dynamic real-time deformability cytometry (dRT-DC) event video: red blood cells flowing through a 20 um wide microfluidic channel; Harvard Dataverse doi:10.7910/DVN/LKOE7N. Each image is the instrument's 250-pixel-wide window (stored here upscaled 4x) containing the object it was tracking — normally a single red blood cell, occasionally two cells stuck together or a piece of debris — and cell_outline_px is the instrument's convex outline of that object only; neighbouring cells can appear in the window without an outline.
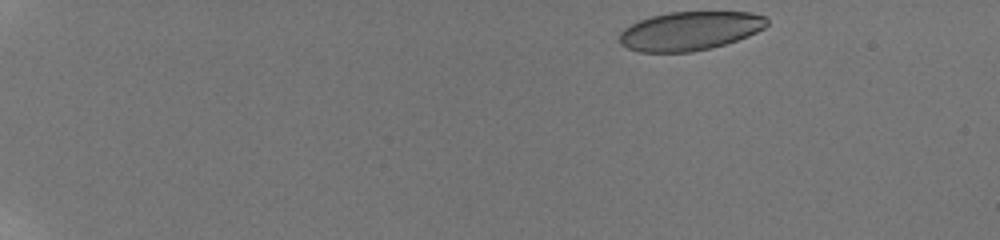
{"species": "human", "species_latin": "Homo sapiens", "temperature_condition": "room temperature", "stored_images_in_passage": 49, "camera_frame_rate_fps": 3000, "um_per_image_px": 0.085, "donor": {"sex": "male"}, "frame": {"image": 1, "passage_image": 1, "time_ms": 0.0, "image_size_px": [1000, 240], "cell_outline_px": [[768, 24], [764, 28], [748, 36], [712, 48], [692, 52], [640, 52], [628, 48], [620, 44], [620, 32], [624, 28], [640, 20], [652, 16], [668, 12], [752, 12], [764, 16], [768, 20]], "centroid_in_image_um": [58.64, 2.63], "position_along_channel_um": 26.4, "area_um2": 33.29}}
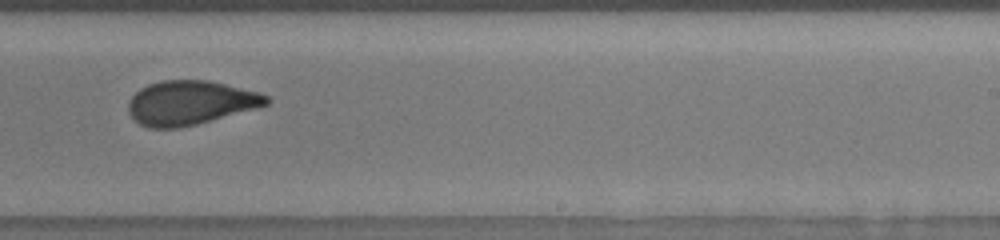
{"frame": {"image": 2, "passage_image": 32, "time_ms": 10.333, "image_size_px": [1000, 240], "cell_outline_px": [[272, 100], [268, 104], [256, 108], [196, 124], [180, 128], [148, 128], [132, 120], [128, 112], [128, 100], [140, 88], [148, 84], [160, 80], [208, 80], [260, 92], [268, 96]], "centroid_in_image_um": [16.14, 8.73], "position_along_channel_um": 272.9, "area_um2": 35.72}}
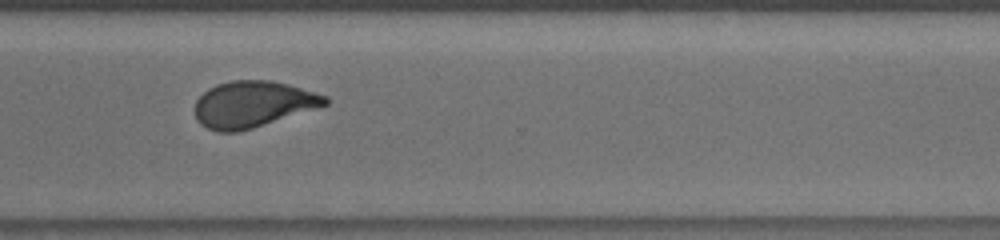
{"frame": {"image": 3, "passage_image": 38, "time_ms": 12.333, "image_size_px": [1000, 240], "cell_outline_px": [[332, 100], [328, 104], [252, 128], [236, 132], [216, 132], [200, 124], [196, 120], [196, 100], [208, 88], [216, 84], [232, 80], [272, 80], [288, 84], [316, 92], [328, 96]], "centroid_in_image_um": [21.5, 8.84], "position_along_channel_um": 349.1, "area_um2": 35.08}, "authors_computed_cell_mechanics": {"area_um2": 35.6048, "velocity_mm_per_s": 3.8127, "shape_relaxation_time_tau1_ms": 8.075, "shape_relaxation_time_tau2_ms": 1.1576, "deformation_change_tau1": 0.2075, "deformation_change_tau2": 0.0756}}